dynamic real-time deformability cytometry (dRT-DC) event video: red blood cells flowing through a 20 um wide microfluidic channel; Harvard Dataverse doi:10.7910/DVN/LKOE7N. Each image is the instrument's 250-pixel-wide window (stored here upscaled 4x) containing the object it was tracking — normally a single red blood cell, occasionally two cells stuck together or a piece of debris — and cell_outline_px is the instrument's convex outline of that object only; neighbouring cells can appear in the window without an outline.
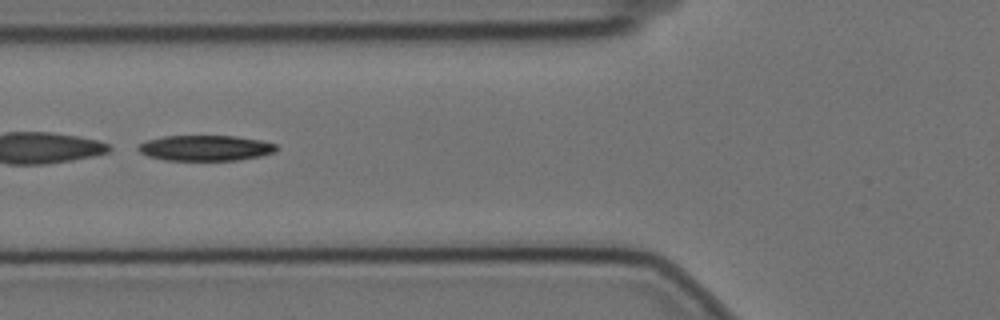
{"species": "Egyptian fruit bat (a non-hibernating species)", "species_latin": "Rousettus aegyptiacus", "temperature_condition": "cold", "stored_images_in_passage": 42, "camera_frame_rate_fps": 3000, "um_per_image_px": 0.085, "animal": {"sex": "female"}, "frame": {"image": 1, "passage_image": 7, "time_ms": 2.0, "image_size_px": [1000, 320], "cell_outline_px": [[276, 152], [260, 156], [240, 160], [164, 160], [148, 156], [140, 152], [136, 148], [140, 144], [148, 140], [164, 136], [236, 136], [260, 140], [276, 144]], "centroid_in_image_um": [17.47, 12.58], "position_along_channel_um": 108.3, "area_um2": 20.52}, "authors_computed_cell_mechanics": {"area_um2": 21.6461, "velocity_mm_per_s": 3.5066, "shape_relaxation_time_tau1_ms": 4.6261, "shape_relaxation_time_tau2_ms": null, "deformation_change_tau1": 0.1491, "deformation_change_tau2": null}}